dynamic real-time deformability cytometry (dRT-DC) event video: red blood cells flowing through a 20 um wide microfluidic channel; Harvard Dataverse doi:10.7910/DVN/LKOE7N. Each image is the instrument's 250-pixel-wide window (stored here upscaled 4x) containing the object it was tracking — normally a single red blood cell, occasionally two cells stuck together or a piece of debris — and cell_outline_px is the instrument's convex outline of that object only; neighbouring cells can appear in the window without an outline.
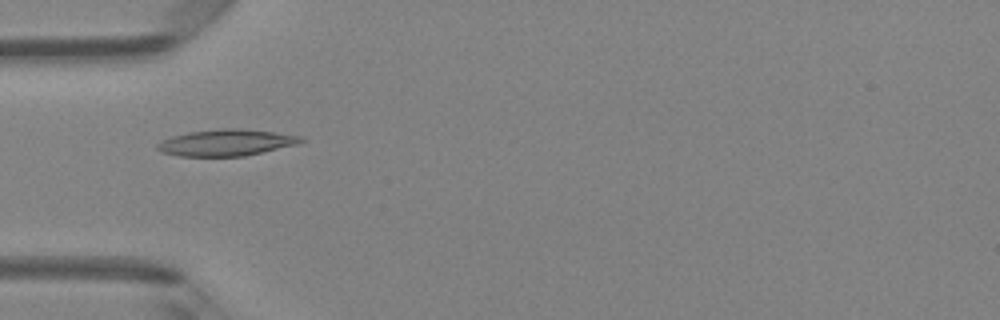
{"species": "Egyptian fruit bat (a non-hibernating species)", "species_latin": "Rousettus aegyptiacus", "temperature_condition": "room temperature", "stored_images_in_passage": 6, "camera_frame_rate_fps": 3000, "um_per_image_px": 0.085, "animal": {"sex": "female"}, "frame": {"image": 1, "passage_image": 5, "time_ms": 1.333, "image_size_px": [1000, 320], "cell_outline_px": [[304, 140], [296, 144], [244, 156], [180, 156], [160, 152], [156, 148], [156, 144], [160, 140], [172, 136], [188, 132], [220, 128], [236, 128], [272, 132], [300, 136]], "centroid_in_image_um": [19.14, 12.12], "position_along_channel_um": 65.9, "area_um2": 21.96}}
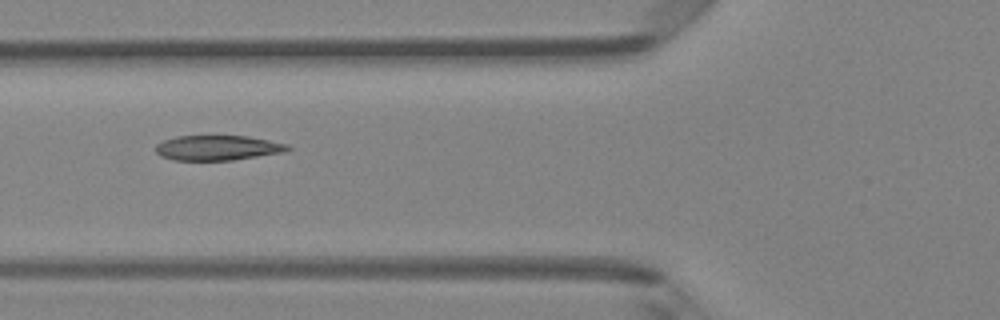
{"frame": {"image": 2, "passage_image": 6, "time_ms": 1.667, "image_size_px": [1000, 320], "cell_outline_px": [[292, 148], [284, 152], [232, 160], [172, 160], [160, 156], [156, 152], [156, 144], [164, 140], [176, 136], [248, 136], [288, 144]], "centroid_in_image_um": [18.49, 12.56], "position_along_channel_um": 107.3, "area_um2": 19.19}}